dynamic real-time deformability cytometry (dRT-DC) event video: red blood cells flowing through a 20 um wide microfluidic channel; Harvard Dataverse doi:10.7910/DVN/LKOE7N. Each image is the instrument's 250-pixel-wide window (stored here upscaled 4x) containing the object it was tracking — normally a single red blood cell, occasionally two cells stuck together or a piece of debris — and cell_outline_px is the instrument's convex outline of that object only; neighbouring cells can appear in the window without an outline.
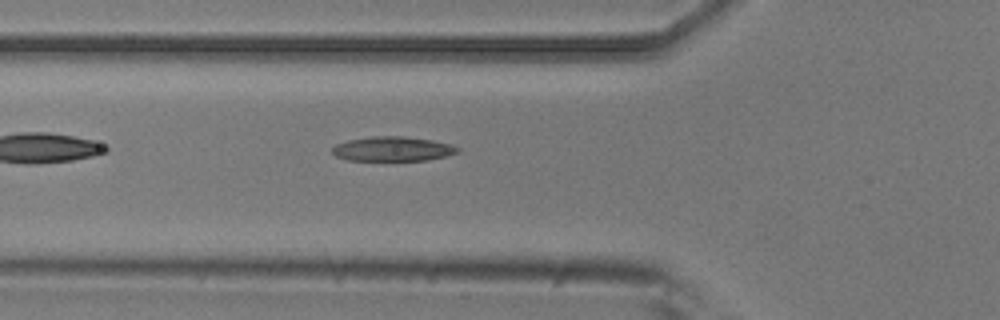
{"species": "common noctule bat (a hibernating species)", "species_latin": "Nyctalus noctula", "temperature_condition": "room temperature", "stored_images_in_passage": 5, "camera_frame_rate_fps": 3000, "um_per_image_px": 0.085, "animal": {"sex": "male", "body_mass_g": 20.5, "forearm_length_mm": 52.5}, "frame": {"image": 1, "passage_image": 5, "time_ms": 1.333, "image_size_px": [1000, 320], "cell_outline_px": [[460, 152], [448, 156], [428, 160], [348, 160], [336, 156], [332, 152], [332, 148], [336, 144], [348, 140], [372, 136], [404, 136], [432, 140], [448, 144], [460, 148]], "centroid_in_image_um": [33.4, 12.65], "position_along_channel_um": 92.4, "area_um2": 17.92}}